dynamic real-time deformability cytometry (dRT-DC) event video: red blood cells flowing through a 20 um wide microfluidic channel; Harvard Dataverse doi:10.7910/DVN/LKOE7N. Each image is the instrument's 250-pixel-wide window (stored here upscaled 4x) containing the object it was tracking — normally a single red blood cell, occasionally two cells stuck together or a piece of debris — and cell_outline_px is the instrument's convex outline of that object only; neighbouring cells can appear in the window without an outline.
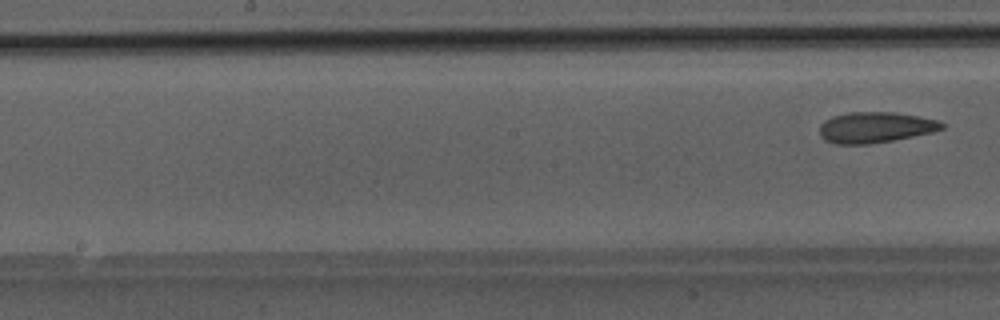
{"species": "Egyptian fruit bat (a non-hibernating species)", "species_latin": "Rousettus aegyptiacus", "temperature_condition": "room temperature", "stored_images_in_passage": 7, "camera_frame_rate_fps": 3000, "um_per_image_px": 0.085, "animal": {"sex": "male"}, "frame": {"image": 1, "passage_image": 7, "time_ms": 2.0, "image_size_px": [1000, 320], "cell_outline_px": [[948, 124], [944, 128], [932, 132], [892, 140], [868, 144], [836, 144], [824, 140], [820, 136], [820, 124], [824, 120], [832, 116], [848, 112], [896, 112], [940, 120]], "centroid_in_image_um": [74.41, 10.81], "position_along_channel_um": 173.8, "area_um2": 22.14}}